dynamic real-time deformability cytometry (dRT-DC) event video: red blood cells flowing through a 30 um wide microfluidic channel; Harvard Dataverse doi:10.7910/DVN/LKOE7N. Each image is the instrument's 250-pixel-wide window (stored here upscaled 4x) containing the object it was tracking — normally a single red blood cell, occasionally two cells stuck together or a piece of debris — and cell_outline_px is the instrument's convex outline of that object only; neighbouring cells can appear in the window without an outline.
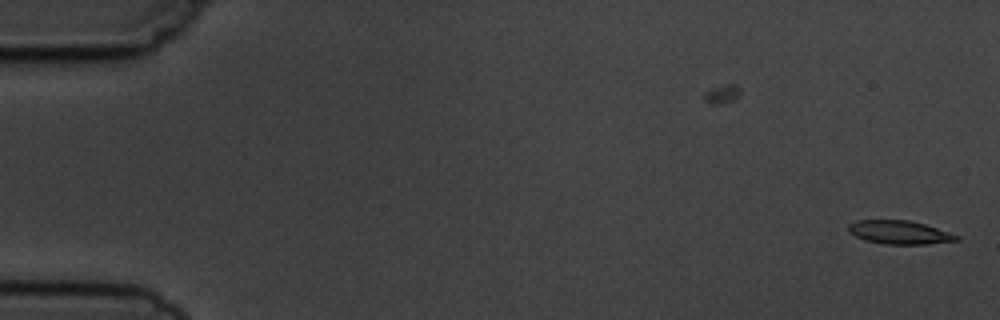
{"species": "common noctule bat (a hibernating species)", "species_latin": "Nyctalus noctula", "temperature_condition": "cold", "stored_images_in_passage": 6, "camera_frame_rate_fps": 3000, "um_per_image_px": 0.085, "animal": {"sex": "male", "body_mass_g": 19.5, "forearm_length_mm": 54.6}, "frame": {"image": 1, "passage_image": 1, "time_ms": 0.0, "image_size_px": [1000, 320], "cell_outline_px": [[960, 240], [928, 244], [884, 244], [864, 240], [848, 232], [848, 224], [856, 220], [908, 220], [924, 224], [960, 236]], "centroid_in_image_um": [76.43, 19.75], "position_along_channel_um": 8.6, "area_um2": 14.8}}
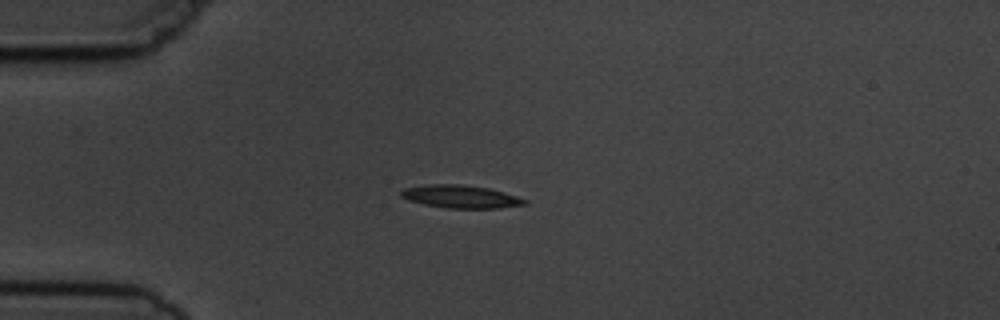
{"frame": {"image": 2, "passage_image": 4, "time_ms": 4.333, "image_size_px": [1000, 320], "cell_outline_px": [[528, 204], [500, 208], [448, 208], [424, 204], [408, 200], [400, 196], [400, 192], [404, 188], [428, 184], [460, 184], [488, 188], [504, 192], [528, 200]], "centroid_in_image_um": [39.17, 16.71], "position_along_channel_um": 45.8, "area_um2": 16.47}}
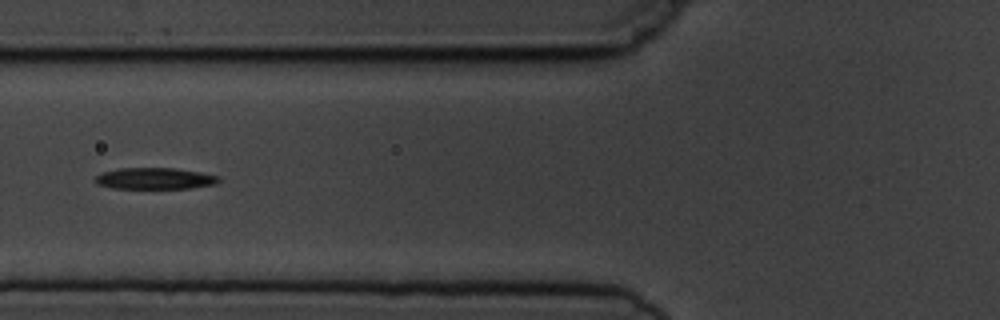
{"frame": {"image": 3, "passage_image": 6, "time_ms": 6.667, "image_size_px": [1000, 320], "cell_outline_px": [[220, 180], [216, 184], [192, 188], [112, 188], [96, 184], [92, 180], [100, 172], [120, 168], [172, 168], [200, 172], [220, 176]], "centroid_in_image_um": [13.12, 15.17], "position_along_channel_um": 112.7, "area_um2": 15.55}}